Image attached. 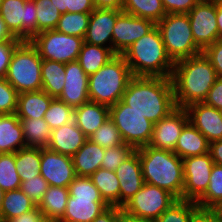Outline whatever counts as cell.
Listing matches in <instances>:
<instances>
[{
	"label": "cell",
	"mask_w": 222,
	"mask_h": 222,
	"mask_svg": "<svg viewBox=\"0 0 222 222\" xmlns=\"http://www.w3.org/2000/svg\"><path fill=\"white\" fill-rule=\"evenodd\" d=\"M121 100L153 124L177 108L171 78L166 77L133 76Z\"/></svg>",
	"instance_id": "obj_1"
},
{
	"label": "cell",
	"mask_w": 222,
	"mask_h": 222,
	"mask_svg": "<svg viewBox=\"0 0 222 222\" xmlns=\"http://www.w3.org/2000/svg\"><path fill=\"white\" fill-rule=\"evenodd\" d=\"M171 81L177 107L203 102L218 76L203 53L174 63Z\"/></svg>",
	"instance_id": "obj_2"
},
{
	"label": "cell",
	"mask_w": 222,
	"mask_h": 222,
	"mask_svg": "<svg viewBox=\"0 0 222 222\" xmlns=\"http://www.w3.org/2000/svg\"><path fill=\"white\" fill-rule=\"evenodd\" d=\"M132 76L170 78L174 62L168 56L160 31L155 27L122 54Z\"/></svg>",
	"instance_id": "obj_3"
},
{
	"label": "cell",
	"mask_w": 222,
	"mask_h": 222,
	"mask_svg": "<svg viewBox=\"0 0 222 222\" xmlns=\"http://www.w3.org/2000/svg\"><path fill=\"white\" fill-rule=\"evenodd\" d=\"M139 153L144 182L158 186L177 199H183L184 171L182 159L173 151L146 145Z\"/></svg>",
	"instance_id": "obj_4"
},
{
	"label": "cell",
	"mask_w": 222,
	"mask_h": 222,
	"mask_svg": "<svg viewBox=\"0 0 222 222\" xmlns=\"http://www.w3.org/2000/svg\"><path fill=\"white\" fill-rule=\"evenodd\" d=\"M132 73L125 58L116 55L96 73L89 75L88 95L92 102L106 106L122 99Z\"/></svg>",
	"instance_id": "obj_5"
},
{
	"label": "cell",
	"mask_w": 222,
	"mask_h": 222,
	"mask_svg": "<svg viewBox=\"0 0 222 222\" xmlns=\"http://www.w3.org/2000/svg\"><path fill=\"white\" fill-rule=\"evenodd\" d=\"M42 60L30 41H22L15 48L5 79L18 94L42 89Z\"/></svg>",
	"instance_id": "obj_6"
},
{
	"label": "cell",
	"mask_w": 222,
	"mask_h": 222,
	"mask_svg": "<svg viewBox=\"0 0 222 222\" xmlns=\"http://www.w3.org/2000/svg\"><path fill=\"white\" fill-rule=\"evenodd\" d=\"M68 189L66 211L59 222H92L109 206L90 177L76 176Z\"/></svg>",
	"instance_id": "obj_7"
},
{
	"label": "cell",
	"mask_w": 222,
	"mask_h": 222,
	"mask_svg": "<svg viewBox=\"0 0 222 222\" xmlns=\"http://www.w3.org/2000/svg\"><path fill=\"white\" fill-rule=\"evenodd\" d=\"M156 27L160 31L166 52L174 63L202 53L194 42L188 14H166L156 23Z\"/></svg>",
	"instance_id": "obj_8"
},
{
	"label": "cell",
	"mask_w": 222,
	"mask_h": 222,
	"mask_svg": "<svg viewBox=\"0 0 222 222\" xmlns=\"http://www.w3.org/2000/svg\"><path fill=\"white\" fill-rule=\"evenodd\" d=\"M109 118L119 130L122 141L134 149L149 145L153 135V123L132 110L122 100L109 107Z\"/></svg>",
	"instance_id": "obj_9"
},
{
	"label": "cell",
	"mask_w": 222,
	"mask_h": 222,
	"mask_svg": "<svg viewBox=\"0 0 222 222\" xmlns=\"http://www.w3.org/2000/svg\"><path fill=\"white\" fill-rule=\"evenodd\" d=\"M30 42L37 48L42 59L66 64L77 61L84 38L53 29L36 34Z\"/></svg>",
	"instance_id": "obj_10"
},
{
	"label": "cell",
	"mask_w": 222,
	"mask_h": 222,
	"mask_svg": "<svg viewBox=\"0 0 222 222\" xmlns=\"http://www.w3.org/2000/svg\"><path fill=\"white\" fill-rule=\"evenodd\" d=\"M0 16L10 33L22 41H30L37 34L34 0H3Z\"/></svg>",
	"instance_id": "obj_11"
},
{
	"label": "cell",
	"mask_w": 222,
	"mask_h": 222,
	"mask_svg": "<svg viewBox=\"0 0 222 222\" xmlns=\"http://www.w3.org/2000/svg\"><path fill=\"white\" fill-rule=\"evenodd\" d=\"M178 199L168 191L148 183L121 208L125 212L150 220H156Z\"/></svg>",
	"instance_id": "obj_12"
},
{
	"label": "cell",
	"mask_w": 222,
	"mask_h": 222,
	"mask_svg": "<svg viewBox=\"0 0 222 222\" xmlns=\"http://www.w3.org/2000/svg\"><path fill=\"white\" fill-rule=\"evenodd\" d=\"M184 171L183 199L196 202L209 185L213 169L210 153L182 159Z\"/></svg>",
	"instance_id": "obj_13"
},
{
	"label": "cell",
	"mask_w": 222,
	"mask_h": 222,
	"mask_svg": "<svg viewBox=\"0 0 222 222\" xmlns=\"http://www.w3.org/2000/svg\"><path fill=\"white\" fill-rule=\"evenodd\" d=\"M187 14L194 42L202 51L218 40L216 0H201Z\"/></svg>",
	"instance_id": "obj_14"
},
{
	"label": "cell",
	"mask_w": 222,
	"mask_h": 222,
	"mask_svg": "<svg viewBox=\"0 0 222 222\" xmlns=\"http://www.w3.org/2000/svg\"><path fill=\"white\" fill-rule=\"evenodd\" d=\"M155 27L156 23L152 20L122 12L112 31L113 52L122 55L130 45Z\"/></svg>",
	"instance_id": "obj_15"
},
{
	"label": "cell",
	"mask_w": 222,
	"mask_h": 222,
	"mask_svg": "<svg viewBox=\"0 0 222 222\" xmlns=\"http://www.w3.org/2000/svg\"><path fill=\"white\" fill-rule=\"evenodd\" d=\"M40 175L49 186L68 187L76 177L72 158L47 147L41 148Z\"/></svg>",
	"instance_id": "obj_16"
},
{
	"label": "cell",
	"mask_w": 222,
	"mask_h": 222,
	"mask_svg": "<svg viewBox=\"0 0 222 222\" xmlns=\"http://www.w3.org/2000/svg\"><path fill=\"white\" fill-rule=\"evenodd\" d=\"M188 122L186 109L177 107L153 125V135L149 145L156 149L174 151L181 131Z\"/></svg>",
	"instance_id": "obj_17"
},
{
	"label": "cell",
	"mask_w": 222,
	"mask_h": 222,
	"mask_svg": "<svg viewBox=\"0 0 222 222\" xmlns=\"http://www.w3.org/2000/svg\"><path fill=\"white\" fill-rule=\"evenodd\" d=\"M122 10L98 9L90 13L89 25L84 37V42L107 47L113 51L112 31L117 17Z\"/></svg>",
	"instance_id": "obj_18"
},
{
	"label": "cell",
	"mask_w": 222,
	"mask_h": 222,
	"mask_svg": "<svg viewBox=\"0 0 222 222\" xmlns=\"http://www.w3.org/2000/svg\"><path fill=\"white\" fill-rule=\"evenodd\" d=\"M189 122L198 129L210 143L222 140L221 111L204 102L190 104L186 108Z\"/></svg>",
	"instance_id": "obj_19"
},
{
	"label": "cell",
	"mask_w": 222,
	"mask_h": 222,
	"mask_svg": "<svg viewBox=\"0 0 222 222\" xmlns=\"http://www.w3.org/2000/svg\"><path fill=\"white\" fill-rule=\"evenodd\" d=\"M119 180V207L130 200L145 184L139 153L134 150L115 170Z\"/></svg>",
	"instance_id": "obj_20"
},
{
	"label": "cell",
	"mask_w": 222,
	"mask_h": 222,
	"mask_svg": "<svg viewBox=\"0 0 222 222\" xmlns=\"http://www.w3.org/2000/svg\"><path fill=\"white\" fill-rule=\"evenodd\" d=\"M65 85L58 97L74 109L90 101L88 95L89 76L81 68L77 61L66 63Z\"/></svg>",
	"instance_id": "obj_21"
},
{
	"label": "cell",
	"mask_w": 222,
	"mask_h": 222,
	"mask_svg": "<svg viewBox=\"0 0 222 222\" xmlns=\"http://www.w3.org/2000/svg\"><path fill=\"white\" fill-rule=\"evenodd\" d=\"M88 137L77 127L75 121L52 130L48 149L72 157Z\"/></svg>",
	"instance_id": "obj_22"
},
{
	"label": "cell",
	"mask_w": 222,
	"mask_h": 222,
	"mask_svg": "<svg viewBox=\"0 0 222 222\" xmlns=\"http://www.w3.org/2000/svg\"><path fill=\"white\" fill-rule=\"evenodd\" d=\"M109 118V106L88 101L74 109L77 127L89 138Z\"/></svg>",
	"instance_id": "obj_23"
},
{
	"label": "cell",
	"mask_w": 222,
	"mask_h": 222,
	"mask_svg": "<svg viewBox=\"0 0 222 222\" xmlns=\"http://www.w3.org/2000/svg\"><path fill=\"white\" fill-rule=\"evenodd\" d=\"M25 147L22 125L16 113L0 115V153H15Z\"/></svg>",
	"instance_id": "obj_24"
},
{
	"label": "cell",
	"mask_w": 222,
	"mask_h": 222,
	"mask_svg": "<svg viewBox=\"0 0 222 222\" xmlns=\"http://www.w3.org/2000/svg\"><path fill=\"white\" fill-rule=\"evenodd\" d=\"M105 149L87 139L84 145L71 157L76 176L90 177L99 168Z\"/></svg>",
	"instance_id": "obj_25"
},
{
	"label": "cell",
	"mask_w": 222,
	"mask_h": 222,
	"mask_svg": "<svg viewBox=\"0 0 222 222\" xmlns=\"http://www.w3.org/2000/svg\"><path fill=\"white\" fill-rule=\"evenodd\" d=\"M173 152L181 159L204 155L209 152V142L198 129L188 122L182 129Z\"/></svg>",
	"instance_id": "obj_26"
},
{
	"label": "cell",
	"mask_w": 222,
	"mask_h": 222,
	"mask_svg": "<svg viewBox=\"0 0 222 222\" xmlns=\"http://www.w3.org/2000/svg\"><path fill=\"white\" fill-rule=\"evenodd\" d=\"M53 97L44 90L18 94L16 115L19 119H40L48 110Z\"/></svg>",
	"instance_id": "obj_27"
},
{
	"label": "cell",
	"mask_w": 222,
	"mask_h": 222,
	"mask_svg": "<svg viewBox=\"0 0 222 222\" xmlns=\"http://www.w3.org/2000/svg\"><path fill=\"white\" fill-rule=\"evenodd\" d=\"M68 197V187L49 186L38 208L46 220L59 222L66 211Z\"/></svg>",
	"instance_id": "obj_28"
},
{
	"label": "cell",
	"mask_w": 222,
	"mask_h": 222,
	"mask_svg": "<svg viewBox=\"0 0 222 222\" xmlns=\"http://www.w3.org/2000/svg\"><path fill=\"white\" fill-rule=\"evenodd\" d=\"M115 56L116 54L107 47L84 42L78 55L77 62L80 64L84 72L89 76L96 73Z\"/></svg>",
	"instance_id": "obj_29"
},
{
	"label": "cell",
	"mask_w": 222,
	"mask_h": 222,
	"mask_svg": "<svg viewBox=\"0 0 222 222\" xmlns=\"http://www.w3.org/2000/svg\"><path fill=\"white\" fill-rule=\"evenodd\" d=\"M66 64L52 60H42V90L53 98H58L65 85Z\"/></svg>",
	"instance_id": "obj_30"
},
{
	"label": "cell",
	"mask_w": 222,
	"mask_h": 222,
	"mask_svg": "<svg viewBox=\"0 0 222 222\" xmlns=\"http://www.w3.org/2000/svg\"><path fill=\"white\" fill-rule=\"evenodd\" d=\"M36 206L21 189L6 191L0 208V222L20 216Z\"/></svg>",
	"instance_id": "obj_31"
},
{
	"label": "cell",
	"mask_w": 222,
	"mask_h": 222,
	"mask_svg": "<svg viewBox=\"0 0 222 222\" xmlns=\"http://www.w3.org/2000/svg\"><path fill=\"white\" fill-rule=\"evenodd\" d=\"M90 178L103 200L109 206L119 207L120 185L115 171L99 168Z\"/></svg>",
	"instance_id": "obj_32"
},
{
	"label": "cell",
	"mask_w": 222,
	"mask_h": 222,
	"mask_svg": "<svg viewBox=\"0 0 222 222\" xmlns=\"http://www.w3.org/2000/svg\"><path fill=\"white\" fill-rule=\"evenodd\" d=\"M26 147L46 148L49 145L52 129L43 118L20 119Z\"/></svg>",
	"instance_id": "obj_33"
},
{
	"label": "cell",
	"mask_w": 222,
	"mask_h": 222,
	"mask_svg": "<svg viewBox=\"0 0 222 222\" xmlns=\"http://www.w3.org/2000/svg\"><path fill=\"white\" fill-rule=\"evenodd\" d=\"M40 162V147H25L15 152V167L21 182L40 174Z\"/></svg>",
	"instance_id": "obj_34"
},
{
	"label": "cell",
	"mask_w": 222,
	"mask_h": 222,
	"mask_svg": "<svg viewBox=\"0 0 222 222\" xmlns=\"http://www.w3.org/2000/svg\"><path fill=\"white\" fill-rule=\"evenodd\" d=\"M122 11L155 23L166 15L161 0H124Z\"/></svg>",
	"instance_id": "obj_35"
},
{
	"label": "cell",
	"mask_w": 222,
	"mask_h": 222,
	"mask_svg": "<svg viewBox=\"0 0 222 222\" xmlns=\"http://www.w3.org/2000/svg\"><path fill=\"white\" fill-rule=\"evenodd\" d=\"M195 203L202 208L214 209L222 204V166L213 165L208 188Z\"/></svg>",
	"instance_id": "obj_36"
},
{
	"label": "cell",
	"mask_w": 222,
	"mask_h": 222,
	"mask_svg": "<svg viewBox=\"0 0 222 222\" xmlns=\"http://www.w3.org/2000/svg\"><path fill=\"white\" fill-rule=\"evenodd\" d=\"M90 13L61 14L55 30L67 35L84 38L89 25Z\"/></svg>",
	"instance_id": "obj_37"
},
{
	"label": "cell",
	"mask_w": 222,
	"mask_h": 222,
	"mask_svg": "<svg viewBox=\"0 0 222 222\" xmlns=\"http://www.w3.org/2000/svg\"><path fill=\"white\" fill-rule=\"evenodd\" d=\"M21 180L15 167V153H0V189L3 192L20 189Z\"/></svg>",
	"instance_id": "obj_38"
},
{
	"label": "cell",
	"mask_w": 222,
	"mask_h": 222,
	"mask_svg": "<svg viewBox=\"0 0 222 222\" xmlns=\"http://www.w3.org/2000/svg\"><path fill=\"white\" fill-rule=\"evenodd\" d=\"M43 119L53 130L74 121V108L58 98H53Z\"/></svg>",
	"instance_id": "obj_39"
},
{
	"label": "cell",
	"mask_w": 222,
	"mask_h": 222,
	"mask_svg": "<svg viewBox=\"0 0 222 222\" xmlns=\"http://www.w3.org/2000/svg\"><path fill=\"white\" fill-rule=\"evenodd\" d=\"M198 205L194 201L178 199L154 222H191Z\"/></svg>",
	"instance_id": "obj_40"
},
{
	"label": "cell",
	"mask_w": 222,
	"mask_h": 222,
	"mask_svg": "<svg viewBox=\"0 0 222 222\" xmlns=\"http://www.w3.org/2000/svg\"><path fill=\"white\" fill-rule=\"evenodd\" d=\"M36 4L37 34L55 29L61 13L51 0H34Z\"/></svg>",
	"instance_id": "obj_41"
},
{
	"label": "cell",
	"mask_w": 222,
	"mask_h": 222,
	"mask_svg": "<svg viewBox=\"0 0 222 222\" xmlns=\"http://www.w3.org/2000/svg\"><path fill=\"white\" fill-rule=\"evenodd\" d=\"M88 139L104 149L115 147L124 143L120 136L119 130L110 118H108Z\"/></svg>",
	"instance_id": "obj_42"
},
{
	"label": "cell",
	"mask_w": 222,
	"mask_h": 222,
	"mask_svg": "<svg viewBox=\"0 0 222 222\" xmlns=\"http://www.w3.org/2000/svg\"><path fill=\"white\" fill-rule=\"evenodd\" d=\"M135 149L125 143L105 149L101 168L115 171Z\"/></svg>",
	"instance_id": "obj_43"
},
{
	"label": "cell",
	"mask_w": 222,
	"mask_h": 222,
	"mask_svg": "<svg viewBox=\"0 0 222 222\" xmlns=\"http://www.w3.org/2000/svg\"><path fill=\"white\" fill-rule=\"evenodd\" d=\"M18 92L5 78L0 77V115L17 111Z\"/></svg>",
	"instance_id": "obj_44"
},
{
	"label": "cell",
	"mask_w": 222,
	"mask_h": 222,
	"mask_svg": "<svg viewBox=\"0 0 222 222\" xmlns=\"http://www.w3.org/2000/svg\"><path fill=\"white\" fill-rule=\"evenodd\" d=\"M49 188L48 182L39 174L21 182L20 189L38 206Z\"/></svg>",
	"instance_id": "obj_45"
},
{
	"label": "cell",
	"mask_w": 222,
	"mask_h": 222,
	"mask_svg": "<svg viewBox=\"0 0 222 222\" xmlns=\"http://www.w3.org/2000/svg\"><path fill=\"white\" fill-rule=\"evenodd\" d=\"M22 42L18 38L0 42V77L5 78L12 54L15 48Z\"/></svg>",
	"instance_id": "obj_46"
},
{
	"label": "cell",
	"mask_w": 222,
	"mask_h": 222,
	"mask_svg": "<svg viewBox=\"0 0 222 222\" xmlns=\"http://www.w3.org/2000/svg\"><path fill=\"white\" fill-rule=\"evenodd\" d=\"M202 53L212 64L217 76L222 77V41H215L212 45L206 47Z\"/></svg>",
	"instance_id": "obj_47"
},
{
	"label": "cell",
	"mask_w": 222,
	"mask_h": 222,
	"mask_svg": "<svg viewBox=\"0 0 222 222\" xmlns=\"http://www.w3.org/2000/svg\"><path fill=\"white\" fill-rule=\"evenodd\" d=\"M166 14H187L201 0H161Z\"/></svg>",
	"instance_id": "obj_48"
},
{
	"label": "cell",
	"mask_w": 222,
	"mask_h": 222,
	"mask_svg": "<svg viewBox=\"0 0 222 222\" xmlns=\"http://www.w3.org/2000/svg\"><path fill=\"white\" fill-rule=\"evenodd\" d=\"M191 222H222L218 209L197 207Z\"/></svg>",
	"instance_id": "obj_49"
},
{
	"label": "cell",
	"mask_w": 222,
	"mask_h": 222,
	"mask_svg": "<svg viewBox=\"0 0 222 222\" xmlns=\"http://www.w3.org/2000/svg\"><path fill=\"white\" fill-rule=\"evenodd\" d=\"M203 102L222 111V77L217 78Z\"/></svg>",
	"instance_id": "obj_50"
},
{
	"label": "cell",
	"mask_w": 222,
	"mask_h": 222,
	"mask_svg": "<svg viewBox=\"0 0 222 222\" xmlns=\"http://www.w3.org/2000/svg\"><path fill=\"white\" fill-rule=\"evenodd\" d=\"M46 219L38 206L29 212L23 213L20 216L8 219L6 222H44Z\"/></svg>",
	"instance_id": "obj_51"
},
{
	"label": "cell",
	"mask_w": 222,
	"mask_h": 222,
	"mask_svg": "<svg viewBox=\"0 0 222 222\" xmlns=\"http://www.w3.org/2000/svg\"><path fill=\"white\" fill-rule=\"evenodd\" d=\"M94 10L93 0H69L71 13H92Z\"/></svg>",
	"instance_id": "obj_52"
},
{
	"label": "cell",
	"mask_w": 222,
	"mask_h": 222,
	"mask_svg": "<svg viewBox=\"0 0 222 222\" xmlns=\"http://www.w3.org/2000/svg\"><path fill=\"white\" fill-rule=\"evenodd\" d=\"M120 207L108 206L92 222H118Z\"/></svg>",
	"instance_id": "obj_53"
},
{
	"label": "cell",
	"mask_w": 222,
	"mask_h": 222,
	"mask_svg": "<svg viewBox=\"0 0 222 222\" xmlns=\"http://www.w3.org/2000/svg\"><path fill=\"white\" fill-rule=\"evenodd\" d=\"M209 153L214 164L222 166V140H216L209 143Z\"/></svg>",
	"instance_id": "obj_54"
},
{
	"label": "cell",
	"mask_w": 222,
	"mask_h": 222,
	"mask_svg": "<svg viewBox=\"0 0 222 222\" xmlns=\"http://www.w3.org/2000/svg\"><path fill=\"white\" fill-rule=\"evenodd\" d=\"M93 3L98 9L122 10L124 0H93Z\"/></svg>",
	"instance_id": "obj_55"
},
{
	"label": "cell",
	"mask_w": 222,
	"mask_h": 222,
	"mask_svg": "<svg viewBox=\"0 0 222 222\" xmlns=\"http://www.w3.org/2000/svg\"><path fill=\"white\" fill-rule=\"evenodd\" d=\"M118 222H154V220L146 219L143 217H137L131 215L120 207V213L118 215Z\"/></svg>",
	"instance_id": "obj_56"
},
{
	"label": "cell",
	"mask_w": 222,
	"mask_h": 222,
	"mask_svg": "<svg viewBox=\"0 0 222 222\" xmlns=\"http://www.w3.org/2000/svg\"><path fill=\"white\" fill-rule=\"evenodd\" d=\"M216 22L218 27V40L222 41V0H216Z\"/></svg>",
	"instance_id": "obj_57"
},
{
	"label": "cell",
	"mask_w": 222,
	"mask_h": 222,
	"mask_svg": "<svg viewBox=\"0 0 222 222\" xmlns=\"http://www.w3.org/2000/svg\"><path fill=\"white\" fill-rule=\"evenodd\" d=\"M15 37L7 29L5 22L0 16V42L13 40Z\"/></svg>",
	"instance_id": "obj_58"
},
{
	"label": "cell",
	"mask_w": 222,
	"mask_h": 222,
	"mask_svg": "<svg viewBox=\"0 0 222 222\" xmlns=\"http://www.w3.org/2000/svg\"><path fill=\"white\" fill-rule=\"evenodd\" d=\"M51 2L61 14L69 12V0H51Z\"/></svg>",
	"instance_id": "obj_59"
},
{
	"label": "cell",
	"mask_w": 222,
	"mask_h": 222,
	"mask_svg": "<svg viewBox=\"0 0 222 222\" xmlns=\"http://www.w3.org/2000/svg\"><path fill=\"white\" fill-rule=\"evenodd\" d=\"M4 193L1 189H0V208H1V204H2V200H3V196H4Z\"/></svg>",
	"instance_id": "obj_60"
},
{
	"label": "cell",
	"mask_w": 222,
	"mask_h": 222,
	"mask_svg": "<svg viewBox=\"0 0 222 222\" xmlns=\"http://www.w3.org/2000/svg\"><path fill=\"white\" fill-rule=\"evenodd\" d=\"M217 209L219 210V212L221 213V216H222V204Z\"/></svg>",
	"instance_id": "obj_61"
}]
</instances>
